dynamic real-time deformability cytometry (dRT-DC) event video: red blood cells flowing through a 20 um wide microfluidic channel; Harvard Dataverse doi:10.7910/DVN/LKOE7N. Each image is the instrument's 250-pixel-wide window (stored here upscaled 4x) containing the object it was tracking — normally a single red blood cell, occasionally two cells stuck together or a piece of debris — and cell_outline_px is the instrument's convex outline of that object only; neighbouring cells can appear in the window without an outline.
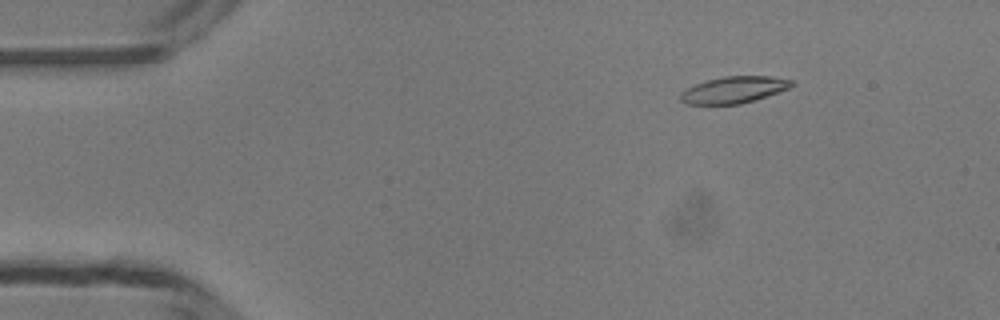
{"species": "common noctule bat (a hibernating species)", "species_latin": "Nyctalus noctula", "temperature_condition": "room temperature", "stored_images_in_passage": 47, "camera_frame_rate_fps": 3000, "um_per_image_px": 0.085, "animal": {"sex": "male", "body_mass_g": 13.3}, "frame": {"image": 1, "passage_image": 5, "time_ms": 1.333, "image_size_px": [1000, 320], "cell_outline_px": [[796, 84], [788, 88], [740, 104], [684, 104], [680, 100], [680, 92], [696, 84], [708, 80], [724, 76], [768, 76], [792, 80]], "centroid_in_image_um": [62.34, 7.63], "position_along_channel_um": 22.7, "area_um2": 16.94}}
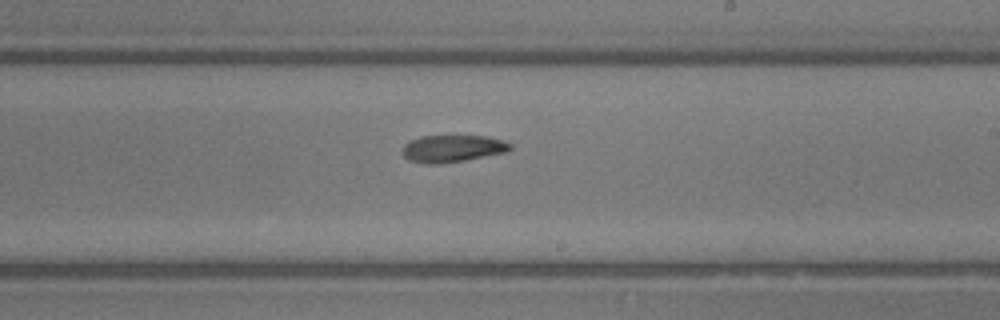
{"frame": {"image": 2, "passage_image": 27, "time_ms": 8.667, "image_size_px": [1000, 320], "cell_outline_px": [[512, 148], [508, 152], [464, 160], [440, 164], [428, 164], [408, 160], [404, 156], [404, 144], [408, 140], [420, 136], [484, 136], [504, 140], [512, 144]], "centroid_in_image_um": [38.48, 12.62], "position_along_channel_um": 250.5, "area_um2": 17.11}}
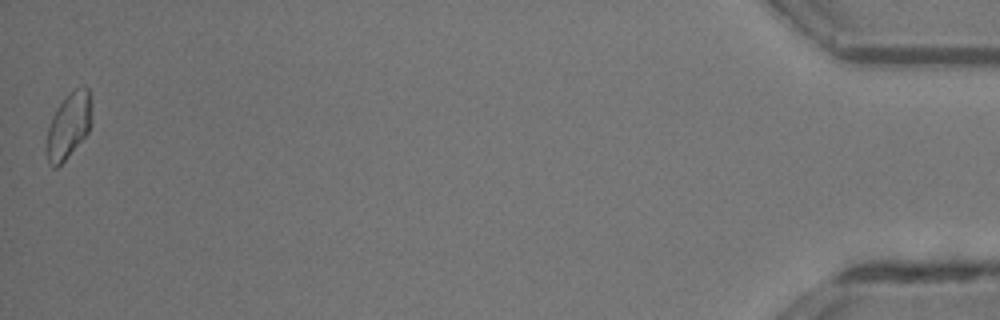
{"frame": {"image": 3, "passage_image": 47, "time_ms": 15.333, "image_size_px": [1000, 320], "cell_outline_px": [[88, 132], [64, 160], [56, 168], [52, 168], [48, 164], [44, 152], [48, 128], [52, 116], [56, 108], [76, 88], [84, 84], [88, 88]], "centroid_in_image_um": [5.72, 10.76], "position_along_channel_um": 429.5, "area_um2": 16.59}, "authors_computed_cell_mechanics": {"area_um2": 17.2822, "velocity_mm_per_s": 4.1892, "shape_relaxation_time_tau1_ms": null, "shape_relaxation_time_tau2_ms": 5.8555, "deformation_change_tau1": null, "deformation_change_tau2": 0.1205}}